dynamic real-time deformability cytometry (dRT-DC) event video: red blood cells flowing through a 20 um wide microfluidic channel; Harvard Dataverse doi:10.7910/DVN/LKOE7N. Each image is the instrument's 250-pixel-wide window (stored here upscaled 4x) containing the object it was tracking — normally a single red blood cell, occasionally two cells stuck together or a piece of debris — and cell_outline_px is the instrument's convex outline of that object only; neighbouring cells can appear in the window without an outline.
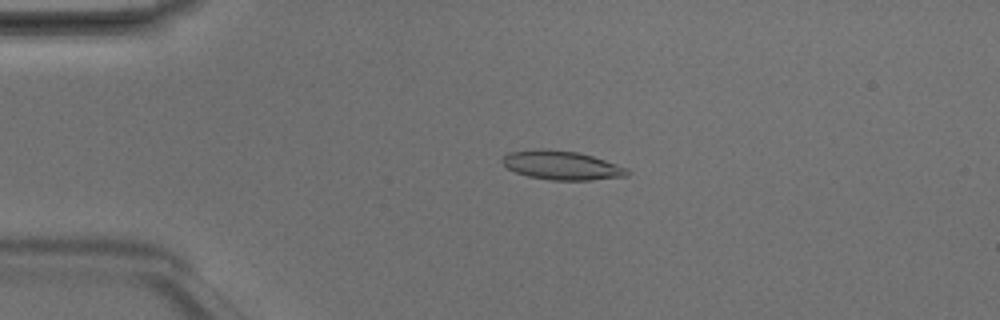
{"species": "Egyptian fruit bat (a non-hibernating species)", "species_latin": "Rousettus aegyptiacus", "temperature_condition": "room temperature", "stored_images_in_passage": 3, "camera_frame_rate_fps": 3000, "um_per_image_px": 0.085, "animal": {"sex": "male"}, "frame": {"image": 1, "passage_image": 3, "time_ms": 0.667, "image_size_px": [1000, 320], "cell_outline_px": [[632, 172], [628, 176], [588, 180], [552, 180], [528, 176], [516, 172], [508, 168], [500, 160], [508, 152], [536, 148], [548, 148], [576, 152], [592, 156], [628, 168]], "centroid_in_image_um": [47.74, 14.04], "position_along_channel_um": 37.3, "area_um2": 21.15}}